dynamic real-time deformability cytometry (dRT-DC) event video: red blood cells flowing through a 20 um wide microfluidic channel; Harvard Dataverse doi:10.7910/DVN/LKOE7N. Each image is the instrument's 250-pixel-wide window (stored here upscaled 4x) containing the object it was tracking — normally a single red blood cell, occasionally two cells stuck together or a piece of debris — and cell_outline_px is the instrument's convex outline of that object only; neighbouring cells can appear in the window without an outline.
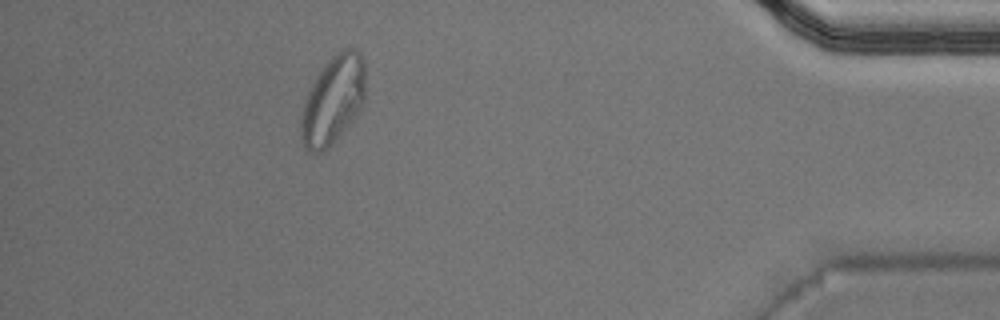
{"species": "Egyptian fruit bat (a non-hibernating species)", "species_latin": "Rousettus aegyptiacus", "temperature_condition": "warm", "stored_images_in_passage": 39, "camera_frame_rate_fps": 3000, "um_per_image_px": 0.085, "animal": {"sex": "male"}, "frame": {"image": 1, "passage_image": 34, "time_ms": 11.0, "image_size_px": [1000, 320], "cell_outline_px": [[364, 104], [356, 116], [328, 148], [324, 152], [308, 152], [304, 148], [300, 136], [300, 112], [308, 92], [316, 76], [324, 64], [336, 52], [344, 48], [352, 48], [360, 52], [364, 60]], "centroid_in_image_um": [28.28, 8.52], "position_along_channel_um": 406.9, "area_um2": 33.41}, "authors_computed_cell_mechanics": {"area_um2": 21.3282, "velocity_mm_per_s": 4.0197, "shape_relaxation_time_tau1_ms": null, "shape_relaxation_time_tau2_ms": 2.9363, "deformation_change_tau1": null, "deformation_change_tau2": 0.0796}}